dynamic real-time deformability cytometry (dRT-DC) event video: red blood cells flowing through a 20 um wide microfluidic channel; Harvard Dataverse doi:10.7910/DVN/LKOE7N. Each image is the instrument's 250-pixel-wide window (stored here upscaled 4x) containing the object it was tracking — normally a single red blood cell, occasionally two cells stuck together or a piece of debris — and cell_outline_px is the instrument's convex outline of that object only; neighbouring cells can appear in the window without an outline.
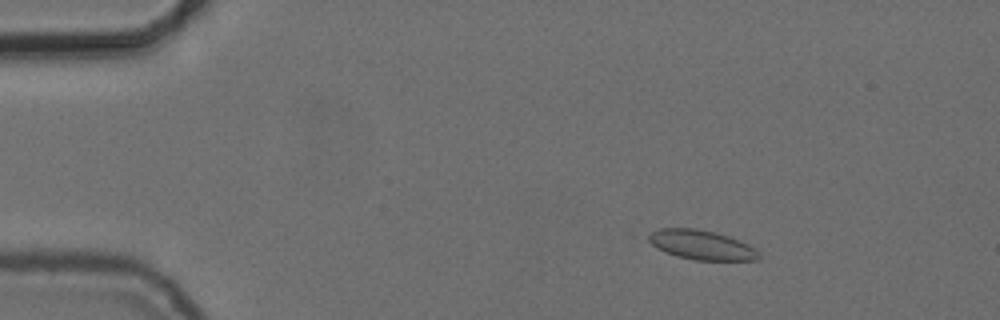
{"species": "common noctule bat (a hibernating species)", "species_latin": "Nyctalus noctula", "temperature_condition": "cold", "stored_images_in_passage": 56, "camera_frame_rate_fps": 3000, "um_per_image_px": 0.085, "animal": {"sex": "female", "body_mass_g": 24.6, "forearm_length_mm": 56.2}, "frame": {"image": 1, "passage_image": 9, "time_ms": 2.667, "image_size_px": [1000, 320], "cell_outline_px": [[760, 256], [756, 260], [696, 260], [676, 256], [652, 244], [648, 240], [648, 236], [652, 232], [660, 228], [696, 228], [728, 236], [740, 240], [756, 248], [760, 252]], "centroid_in_image_um": [59.68, 20.82], "position_along_channel_um": 25.3, "area_um2": 18.73}}
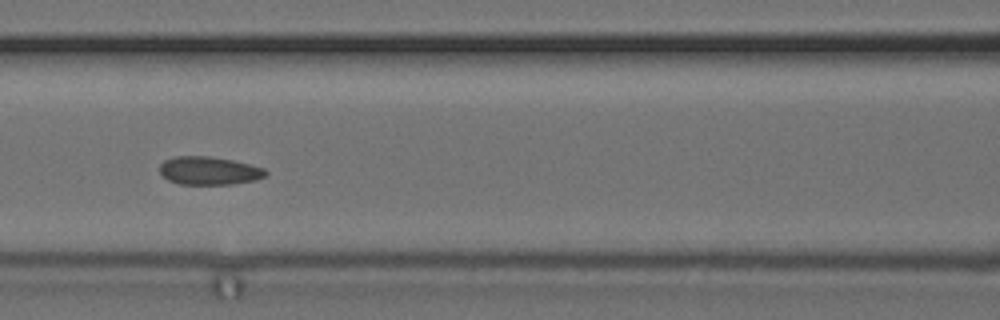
{"frame": {"image": 2, "passage_image": 25, "time_ms": 8.0, "image_size_px": [1000, 320], "cell_outline_px": [[268, 176], [256, 180], [232, 184], [180, 184], [168, 180], [160, 172], [160, 164], [164, 160], [176, 156], [208, 156], [232, 160], [264, 168], [268, 172]], "centroid_in_image_um": [17.79, 14.51], "position_along_channel_um": 148.8, "area_um2": 17.4}}
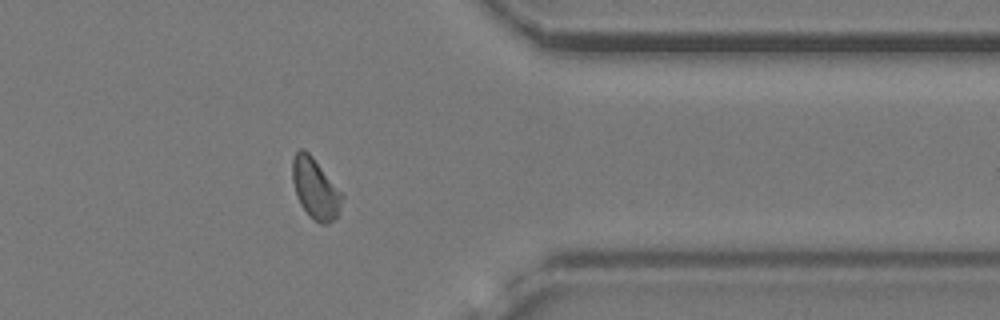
{"frame": {"image": 3, "passage_image": 45, "time_ms": 14.667, "image_size_px": [1000, 320], "cell_outline_px": [[344, 196], [336, 216], [328, 224], [320, 224], [300, 204], [296, 196], [292, 180], [292, 160], [296, 152], [300, 148], [304, 148], [312, 156]], "centroid_in_image_um": [26.77, 15.99], "position_along_channel_um": 384.6, "area_um2": 17.11}, "authors_computed_cell_mechanics": {"area_um2": 17.3978, "velocity_mm_per_s": 3.723, "shape_relaxation_time_tau1_ms": null, "shape_relaxation_time_tau2_ms": 1.2048, "deformation_change_tau1": null, "deformation_change_tau2": 0.0375}}